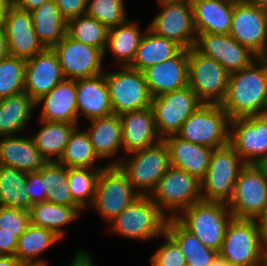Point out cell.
Masks as SVG:
<instances>
[{"instance_id":"1","label":"cell","mask_w":267,"mask_h":266,"mask_svg":"<svg viewBox=\"0 0 267 266\" xmlns=\"http://www.w3.org/2000/svg\"><path fill=\"white\" fill-rule=\"evenodd\" d=\"M229 118L262 115L267 106V57L230 73L228 90L221 104Z\"/></svg>"},{"instance_id":"12","label":"cell","mask_w":267,"mask_h":266,"mask_svg":"<svg viewBox=\"0 0 267 266\" xmlns=\"http://www.w3.org/2000/svg\"><path fill=\"white\" fill-rule=\"evenodd\" d=\"M118 70L104 72L113 113L121 115L150 107L152 96L144 73L129 66L120 67Z\"/></svg>"},{"instance_id":"48","label":"cell","mask_w":267,"mask_h":266,"mask_svg":"<svg viewBox=\"0 0 267 266\" xmlns=\"http://www.w3.org/2000/svg\"><path fill=\"white\" fill-rule=\"evenodd\" d=\"M46 201L65 206H79L72 198L69 186L50 187L46 191Z\"/></svg>"},{"instance_id":"7","label":"cell","mask_w":267,"mask_h":266,"mask_svg":"<svg viewBox=\"0 0 267 266\" xmlns=\"http://www.w3.org/2000/svg\"><path fill=\"white\" fill-rule=\"evenodd\" d=\"M230 118L221 105L202 104L182 124L176 136L212 149L229 144Z\"/></svg>"},{"instance_id":"24","label":"cell","mask_w":267,"mask_h":266,"mask_svg":"<svg viewBox=\"0 0 267 266\" xmlns=\"http://www.w3.org/2000/svg\"><path fill=\"white\" fill-rule=\"evenodd\" d=\"M163 140L169 151L171 167L186 171L199 180L205 177L213 152L211 147L186 141L176 135H169Z\"/></svg>"},{"instance_id":"54","label":"cell","mask_w":267,"mask_h":266,"mask_svg":"<svg viewBox=\"0 0 267 266\" xmlns=\"http://www.w3.org/2000/svg\"><path fill=\"white\" fill-rule=\"evenodd\" d=\"M208 266H231L228 261L217 254Z\"/></svg>"},{"instance_id":"53","label":"cell","mask_w":267,"mask_h":266,"mask_svg":"<svg viewBox=\"0 0 267 266\" xmlns=\"http://www.w3.org/2000/svg\"><path fill=\"white\" fill-rule=\"evenodd\" d=\"M15 255H0V266H22Z\"/></svg>"},{"instance_id":"49","label":"cell","mask_w":267,"mask_h":266,"mask_svg":"<svg viewBox=\"0 0 267 266\" xmlns=\"http://www.w3.org/2000/svg\"><path fill=\"white\" fill-rule=\"evenodd\" d=\"M17 241L15 233H7L0 228V255H15Z\"/></svg>"},{"instance_id":"37","label":"cell","mask_w":267,"mask_h":266,"mask_svg":"<svg viewBox=\"0 0 267 266\" xmlns=\"http://www.w3.org/2000/svg\"><path fill=\"white\" fill-rule=\"evenodd\" d=\"M27 172L0 165V205L30 210L31 200L26 190Z\"/></svg>"},{"instance_id":"8","label":"cell","mask_w":267,"mask_h":266,"mask_svg":"<svg viewBox=\"0 0 267 266\" xmlns=\"http://www.w3.org/2000/svg\"><path fill=\"white\" fill-rule=\"evenodd\" d=\"M149 196L168 218H176L184 209L203 200L201 180L170 167Z\"/></svg>"},{"instance_id":"45","label":"cell","mask_w":267,"mask_h":266,"mask_svg":"<svg viewBox=\"0 0 267 266\" xmlns=\"http://www.w3.org/2000/svg\"><path fill=\"white\" fill-rule=\"evenodd\" d=\"M45 164L37 172H27L26 190L31 200V206L46 202Z\"/></svg>"},{"instance_id":"28","label":"cell","mask_w":267,"mask_h":266,"mask_svg":"<svg viewBox=\"0 0 267 266\" xmlns=\"http://www.w3.org/2000/svg\"><path fill=\"white\" fill-rule=\"evenodd\" d=\"M90 127L85 129L95 152L101 159H112L122 148V124L120 115L110 114L89 120Z\"/></svg>"},{"instance_id":"32","label":"cell","mask_w":267,"mask_h":266,"mask_svg":"<svg viewBox=\"0 0 267 266\" xmlns=\"http://www.w3.org/2000/svg\"><path fill=\"white\" fill-rule=\"evenodd\" d=\"M40 122L42 127L38 133L31 135L32 140L47 162L59 161L78 123L43 120Z\"/></svg>"},{"instance_id":"33","label":"cell","mask_w":267,"mask_h":266,"mask_svg":"<svg viewBox=\"0 0 267 266\" xmlns=\"http://www.w3.org/2000/svg\"><path fill=\"white\" fill-rule=\"evenodd\" d=\"M146 28L135 59L129 66L141 72L150 66L171 59L183 49L176 42L155 34L148 27Z\"/></svg>"},{"instance_id":"42","label":"cell","mask_w":267,"mask_h":266,"mask_svg":"<svg viewBox=\"0 0 267 266\" xmlns=\"http://www.w3.org/2000/svg\"><path fill=\"white\" fill-rule=\"evenodd\" d=\"M124 0H88L86 14L108 29L128 20Z\"/></svg>"},{"instance_id":"34","label":"cell","mask_w":267,"mask_h":266,"mask_svg":"<svg viewBox=\"0 0 267 266\" xmlns=\"http://www.w3.org/2000/svg\"><path fill=\"white\" fill-rule=\"evenodd\" d=\"M83 209L80 206H65L50 202H41L30 207V224L47 228L61 239L65 235L64 225L78 219Z\"/></svg>"},{"instance_id":"11","label":"cell","mask_w":267,"mask_h":266,"mask_svg":"<svg viewBox=\"0 0 267 266\" xmlns=\"http://www.w3.org/2000/svg\"><path fill=\"white\" fill-rule=\"evenodd\" d=\"M139 196L117 165H107L99 174L90 208L93 207L104 221L110 223Z\"/></svg>"},{"instance_id":"5","label":"cell","mask_w":267,"mask_h":266,"mask_svg":"<svg viewBox=\"0 0 267 266\" xmlns=\"http://www.w3.org/2000/svg\"><path fill=\"white\" fill-rule=\"evenodd\" d=\"M236 219L267 218V164H246L227 203Z\"/></svg>"},{"instance_id":"25","label":"cell","mask_w":267,"mask_h":266,"mask_svg":"<svg viewBox=\"0 0 267 266\" xmlns=\"http://www.w3.org/2000/svg\"><path fill=\"white\" fill-rule=\"evenodd\" d=\"M77 112L91 120L113 114L105 73L76 79Z\"/></svg>"},{"instance_id":"57","label":"cell","mask_w":267,"mask_h":266,"mask_svg":"<svg viewBox=\"0 0 267 266\" xmlns=\"http://www.w3.org/2000/svg\"><path fill=\"white\" fill-rule=\"evenodd\" d=\"M158 4L163 2H177V1H190V0H157Z\"/></svg>"},{"instance_id":"23","label":"cell","mask_w":267,"mask_h":266,"mask_svg":"<svg viewBox=\"0 0 267 266\" xmlns=\"http://www.w3.org/2000/svg\"><path fill=\"white\" fill-rule=\"evenodd\" d=\"M35 105H42L40 120L78 123L76 80L64 79Z\"/></svg>"},{"instance_id":"21","label":"cell","mask_w":267,"mask_h":266,"mask_svg":"<svg viewBox=\"0 0 267 266\" xmlns=\"http://www.w3.org/2000/svg\"><path fill=\"white\" fill-rule=\"evenodd\" d=\"M152 97L188 86V49L143 71Z\"/></svg>"},{"instance_id":"13","label":"cell","mask_w":267,"mask_h":266,"mask_svg":"<svg viewBox=\"0 0 267 266\" xmlns=\"http://www.w3.org/2000/svg\"><path fill=\"white\" fill-rule=\"evenodd\" d=\"M202 104L189 85L152 97L151 107L158 135L162 139L176 135L183 122Z\"/></svg>"},{"instance_id":"43","label":"cell","mask_w":267,"mask_h":266,"mask_svg":"<svg viewBox=\"0 0 267 266\" xmlns=\"http://www.w3.org/2000/svg\"><path fill=\"white\" fill-rule=\"evenodd\" d=\"M165 243L150 257L151 266H187L178 244L165 232Z\"/></svg>"},{"instance_id":"58","label":"cell","mask_w":267,"mask_h":266,"mask_svg":"<svg viewBox=\"0 0 267 266\" xmlns=\"http://www.w3.org/2000/svg\"><path fill=\"white\" fill-rule=\"evenodd\" d=\"M264 225H265V231H266V237H267V218L264 221Z\"/></svg>"},{"instance_id":"40","label":"cell","mask_w":267,"mask_h":266,"mask_svg":"<svg viewBox=\"0 0 267 266\" xmlns=\"http://www.w3.org/2000/svg\"><path fill=\"white\" fill-rule=\"evenodd\" d=\"M102 169L104 168H67L71 196L83 210L93 203L97 180Z\"/></svg>"},{"instance_id":"50","label":"cell","mask_w":267,"mask_h":266,"mask_svg":"<svg viewBox=\"0 0 267 266\" xmlns=\"http://www.w3.org/2000/svg\"><path fill=\"white\" fill-rule=\"evenodd\" d=\"M49 0H12V5L24 11L31 12Z\"/></svg>"},{"instance_id":"17","label":"cell","mask_w":267,"mask_h":266,"mask_svg":"<svg viewBox=\"0 0 267 266\" xmlns=\"http://www.w3.org/2000/svg\"><path fill=\"white\" fill-rule=\"evenodd\" d=\"M229 34L259 57H267V9L234 2Z\"/></svg>"},{"instance_id":"29","label":"cell","mask_w":267,"mask_h":266,"mask_svg":"<svg viewBox=\"0 0 267 266\" xmlns=\"http://www.w3.org/2000/svg\"><path fill=\"white\" fill-rule=\"evenodd\" d=\"M145 34L136 22L125 21L108 29L107 45L118 67L130 66L135 59L140 41Z\"/></svg>"},{"instance_id":"4","label":"cell","mask_w":267,"mask_h":266,"mask_svg":"<svg viewBox=\"0 0 267 266\" xmlns=\"http://www.w3.org/2000/svg\"><path fill=\"white\" fill-rule=\"evenodd\" d=\"M233 216L226 202L201 200L184 209L176 219L207 248L220 252Z\"/></svg>"},{"instance_id":"3","label":"cell","mask_w":267,"mask_h":266,"mask_svg":"<svg viewBox=\"0 0 267 266\" xmlns=\"http://www.w3.org/2000/svg\"><path fill=\"white\" fill-rule=\"evenodd\" d=\"M106 165H117L141 196H149L171 167L169 151L163 139Z\"/></svg>"},{"instance_id":"46","label":"cell","mask_w":267,"mask_h":266,"mask_svg":"<svg viewBox=\"0 0 267 266\" xmlns=\"http://www.w3.org/2000/svg\"><path fill=\"white\" fill-rule=\"evenodd\" d=\"M46 191L50 187L69 186L67 167L58 161L45 163Z\"/></svg>"},{"instance_id":"56","label":"cell","mask_w":267,"mask_h":266,"mask_svg":"<svg viewBox=\"0 0 267 266\" xmlns=\"http://www.w3.org/2000/svg\"><path fill=\"white\" fill-rule=\"evenodd\" d=\"M12 6V0H0V17Z\"/></svg>"},{"instance_id":"60","label":"cell","mask_w":267,"mask_h":266,"mask_svg":"<svg viewBox=\"0 0 267 266\" xmlns=\"http://www.w3.org/2000/svg\"><path fill=\"white\" fill-rule=\"evenodd\" d=\"M22 266H35V265L23 264Z\"/></svg>"},{"instance_id":"31","label":"cell","mask_w":267,"mask_h":266,"mask_svg":"<svg viewBox=\"0 0 267 266\" xmlns=\"http://www.w3.org/2000/svg\"><path fill=\"white\" fill-rule=\"evenodd\" d=\"M30 13L35 33L45 48H53L67 35V20L54 0L45 2Z\"/></svg>"},{"instance_id":"35","label":"cell","mask_w":267,"mask_h":266,"mask_svg":"<svg viewBox=\"0 0 267 266\" xmlns=\"http://www.w3.org/2000/svg\"><path fill=\"white\" fill-rule=\"evenodd\" d=\"M60 239L53 231L30 224L18 238L15 256L22 264L47 266L46 260L38 257Z\"/></svg>"},{"instance_id":"55","label":"cell","mask_w":267,"mask_h":266,"mask_svg":"<svg viewBox=\"0 0 267 266\" xmlns=\"http://www.w3.org/2000/svg\"><path fill=\"white\" fill-rule=\"evenodd\" d=\"M243 3L267 9V0H239Z\"/></svg>"},{"instance_id":"59","label":"cell","mask_w":267,"mask_h":266,"mask_svg":"<svg viewBox=\"0 0 267 266\" xmlns=\"http://www.w3.org/2000/svg\"><path fill=\"white\" fill-rule=\"evenodd\" d=\"M264 115L267 117V106H266V109H265Z\"/></svg>"},{"instance_id":"10","label":"cell","mask_w":267,"mask_h":266,"mask_svg":"<svg viewBox=\"0 0 267 266\" xmlns=\"http://www.w3.org/2000/svg\"><path fill=\"white\" fill-rule=\"evenodd\" d=\"M230 73L216 60L188 50V85L203 104L221 105L225 100Z\"/></svg>"},{"instance_id":"6","label":"cell","mask_w":267,"mask_h":266,"mask_svg":"<svg viewBox=\"0 0 267 266\" xmlns=\"http://www.w3.org/2000/svg\"><path fill=\"white\" fill-rule=\"evenodd\" d=\"M167 219L150 196H139L109 223V230L124 238L150 241L163 236Z\"/></svg>"},{"instance_id":"22","label":"cell","mask_w":267,"mask_h":266,"mask_svg":"<svg viewBox=\"0 0 267 266\" xmlns=\"http://www.w3.org/2000/svg\"><path fill=\"white\" fill-rule=\"evenodd\" d=\"M122 124V149L129 153L145 149L162 138L158 135L152 107L126 112L120 115Z\"/></svg>"},{"instance_id":"9","label":"cell","mask_w":267,"mask_h":266,"mask_svg":"<svg viewBox=\"0 0 267 266\" xmlns=\"http://www.w3.org/2000/svg\"><path fill=\"white\" fill-rule=\"evenodd\" d=\"M245 165L230 144L213 149L206 175L201 180L203 200L228 203L232 198L238 175Z\"/></svg>"},{"instance_id":"51","label":"cell","mask_w":267,"mask_h":266,"mask_svg":"<svg viewBox=\"0 0 267 266\" xmlns=\"http://www.w3.org/2000/svg\"><path fill=\"white\" fill-rule=\"evenodd\" d=\"M73 257L70 266H94L91 253L81 250L76 252Z\"/></svg>"},{"instance_id":"38","label":"cell","mask_w":267,"mask_h":266,"mask_svg":"<svg viewBox=\"0 0 267 266\" xmlns=\"http://www.w3.org/2000/svg\"><path fill=\"white\" fill-rule=\"evenodd\" d=\"M101 158L95 152L86 130H78V126L71 133L65 150L58 162L67 168H106L94 167ZM95 164V165H94Z\"/></svg>"},{"instance_id":"30","label":"cell","mask_w":267,"mask_h":266,"mask_svg":"<svg viewBox=\"0 0 267 266\" xmlns=\"http://www.w3.org/2000/svg\"><path fill=\"white\" fill-rule=\"evenodd\" d=\"M35 107L25 91L0 99V137L16 136L24 130Z\"/></svg>"},{"instance_id":"19","label":"cell","mask_w":267,"mask_h":266,"mask_svg":"<svg viewBox=\"0 0 267 266\" xmlns=\"http://www.w3.org/2000/svg\"><path fill=\"white\" fill-rule=\"evenodd\" d=\"M0 19L7 38L9 55L28 59L46 49L35 33L30 12L12 5Z\"/></svg>"},{"instance_id":"41","label":"cell","mask_w":267,"mask_h":266,"mask_svg":"<svg viewBox=\"0 0 267 266\" xmlns=\"http://www.w3.org/2000/svg\"><path fill=\"white\" fill-rule=\"evenodd\" d=\"M26 59L8 55L0 61V99L25 91Z\"/></svg>"},{"instance_id":"15","label":"cell","mask_w":267,"mask_h":266,"mask_svg":"<svg viewBox=\"0 0 267 266\" xmlns=\"http://www.w3.org/2000/svg\"><path fill=\"white\" fill-rule=\"evenodd\" d=\"M160 12L148 28L155 34L170 39L183 49L195 47L198 34L194 25L190 1L163 2Z\"/></svg>"},{"instance_id":"18","label":"cell","mask_w":267,"mask_h":266,"mask_svg":"<svg viewBox=\"0 0 267 266\" xmlns=\"http://www.w3.org/2000/svg\"><path fill=\"white\" fill-rule=\"evenodd\" d=\"M195 48L203 55L216 60L229 73L246 68L259 58L230 34H199Z\"/></svg>"},{"instance_id":"52","label":"cell","mask_w":267,"mask_h":266,"mask_svg":"<svg viewBox=\"0 0 267 266\" xmlns=\"http://www.w3.org/2000/svg\"><path fill=\"white\" fill-rule=\"evenodd\" d=\"M9 55L8 42L5 34V30L0 19V61Z\"/></svg>"},{"instance_id":"26","label":"cell","mask_w":267,"mask_h":266,"mask_svg":"<svg viewBox=\"0 0 267 266\" xmlns=\"http://www.w3.org/2000/svg\"><path fill=\"white\" fill-rule=\"evenodd\" d=\"M197 34H229L234 10L231 0H190Z\"/></svg>"},{"instance_id":"36","label":"cell","mask_w":267,"mask_h":266,"mask_svg":"<svg viewBox=\"0 0 267 266\" xmlns=\"http://www.w3.org/2000/svg\"><path fill=\"white\" fill-rule=\"evenodd\" d=\"M165 232L178 244L186 258L187 266H208L218 254L207 248L194 234L176 218H168Z\"/></svg>"},{"instance_id":"27","label":"cell","mask_w":267,"mask_h":266,"mask_svg":"<svg viewBox=\"0 0 267 266\" xmlns=\"http://www.w3.org/2000/svg\"><path fill=\"white\" fill-rule=\"evenodd\" d=\"M46 162L31 136L0 137L1 166L14 167L25 172H37Z\"/></svg>"},{"instance_id":"14","label":"cell","mask_w":267,"mask_h":266,"mask_svg":"<svg viewBox=\"0 0 267 266\" xmlns=\"http://www.w3.org/2000/svg\"><path fill=\"white\" fill-rule=\"evenodd\" d=\"M229 144L246 164H267V117L230 119Z\"/></svg>"},{"instance_id":"44","label":"cell","mask_w":267,"mask_h":266,"mask_svg":"<svg viewBox=\"0 0 267 266\" xmlns=\"http://www.w3.org/2000/svg\"><path fill=\"white\" fill-rule=\"evenodd\" d=\"M30 225L29 211L0 205V228L19 238Z\"/></svg>"},{"instance_id":"16","label":"cell","mask_w":267,"mask_h":266,"mask_svg":"<svg viewBox=\"0 0 267 266\" xmlns=\"http://www.w3.org/2000/svg\"><path fill=\"white\" fill-rule=\"evenodd\" d=\"M52 49L58 57L65 79L76 80L104 73V53L99 48L75 41L66 35Z\"/></svg>"},{"instance_id":"2","label":"cell","mask_w":267,"mask_h":266,"mask_svg":"<svg viewBox=\"0 0 267 266\" xmlns=\"http://www.w3.org/2000/svg\"><path fill=\"white\" fill-rule=\"evenodd\" d=\"M231 266H264L267 261V237L264 222L236 219L228 223L218 253Z\"/></svg>"},{"instance_id":"39","label":"cell","mask_w":267,"mask_h":266,"mask_svg":"<svg viewBox=\"0 0 267 266\" xmlns=\"http://www.w3.org/2000/svg\"><path fill=\"white\" fill-rule=\"evenodd\" d=\"M67 35L73 40L99 48L105 52L108 28L87 14L67 21Z\"/></svg>"},{"instance_id":"20","label":"cell","mask_w":267,"mask_h":266,"mask_svg":"<svg viewBox=\"0 0 267 266\" xmlns=\"http://www.w3.org/2000/svg\"><path fill=\"white\" fill-rule=\"evenodd\" d=\"M58 57L52 48L26 59L25 92L34 100L50 92L64 80Z\"/></svg>"},{"instance_id":"47","label":"cell","mask_w":267,"mask_h":266,"mask_svg":"<svg viewBox=\"0 0 267 266\" xmlns=\"http://www.w3.org/2000/svg\"><path fill=\"white\" fill-rule=\"evenodd\" d=\"M54 2L67 21L86 14L88 0H54Z\"/></svg>"}]
</instances>
